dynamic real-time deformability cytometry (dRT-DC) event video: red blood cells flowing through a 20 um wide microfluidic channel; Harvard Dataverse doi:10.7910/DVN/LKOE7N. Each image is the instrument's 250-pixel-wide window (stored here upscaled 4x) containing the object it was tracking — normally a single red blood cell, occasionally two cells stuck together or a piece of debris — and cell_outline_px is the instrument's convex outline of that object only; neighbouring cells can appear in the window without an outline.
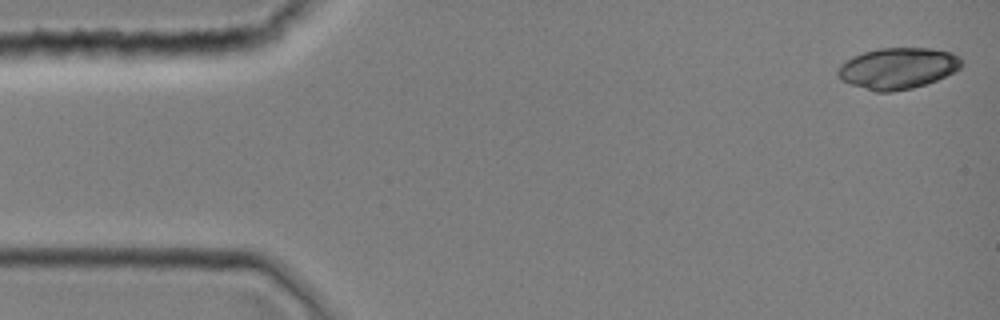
{"species": "common noctule bat (a hibernating species)", "species_latin": "Nyctalus noctula", "temperature_condition": "room temperature", "stored_images_in_passage": 39, "camera_frame_rate_fps": 3000, "um_per_image_px": 0.085, "animal": {"sex": "female", "body_mass_g": 19.0, "forearm_length_mm": 51.5}, "frame": {"image": 1, "passage_image": 1, "time_ms": 0.0, "image_size_px": [1000, 320], "cell_outline_px": [[964, 64], [956, 72], [936, 80], [912, 88], [892, 92], [876, 92], [840, 80], [836, 76], [836, 72], [840, 64], [844, 60], [852, 56], [864, 52], [880, 48], [932, 48], [952, 52], [960, 56]], "centroid_in_image_um": [76.32, 5.79], "position_along_channel_um": 8.7, "area_um2": 30.06}}
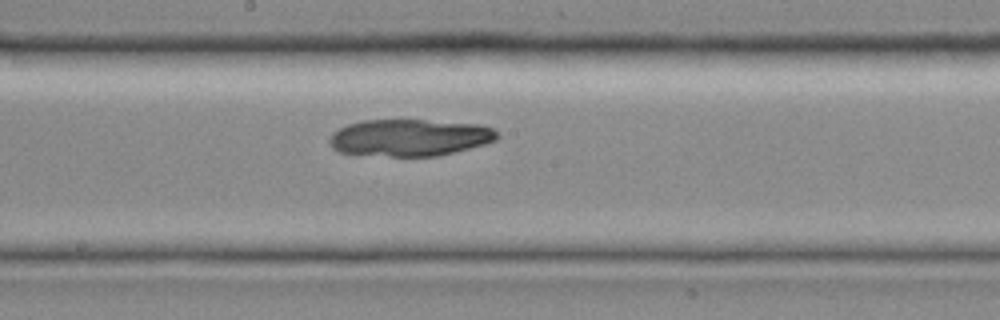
{"frame": {"image": 2, "passage_image": 21, "time_ms": 6.667, "image_size_px": [1000, 320], "cell_outline_px": [[500, 136], [496, 140], [484, 144], [436, 156], [388, 156], [340, 152], [332, 148], [328, 144], [328, 140], [332, 132], [348, 124], [364, 120], [424, 120], [480, 124], [496, 128]], "centroid_in_image_um": [34.83, 11.69], "position_along_channel_um": 213.4, "area_um2": 36.13}}
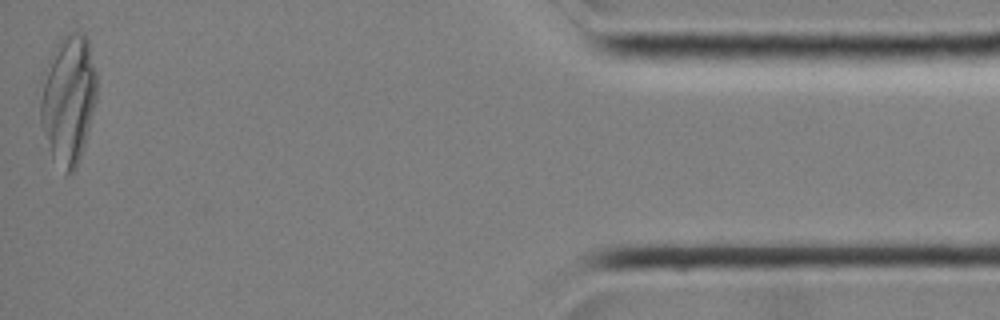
{"frame": {"image": 3, "passage_image": 39, "time_ms": 12.667, "image_size_px": [1000, 320], "cell_outline_px": [[96, 100], [84, 148], [76, 168], [72, 172], [64, 176], [52, 156], [40, 124], [40, 100], [44, 68], [48, 56], [52, 48], [68, 32], [80, 32], [88, 40], [96, 72]], "centroid_in_image_um": [5.79, 8.46], "position_along_channel_um": 429.4, "area_um2": 42.95}}